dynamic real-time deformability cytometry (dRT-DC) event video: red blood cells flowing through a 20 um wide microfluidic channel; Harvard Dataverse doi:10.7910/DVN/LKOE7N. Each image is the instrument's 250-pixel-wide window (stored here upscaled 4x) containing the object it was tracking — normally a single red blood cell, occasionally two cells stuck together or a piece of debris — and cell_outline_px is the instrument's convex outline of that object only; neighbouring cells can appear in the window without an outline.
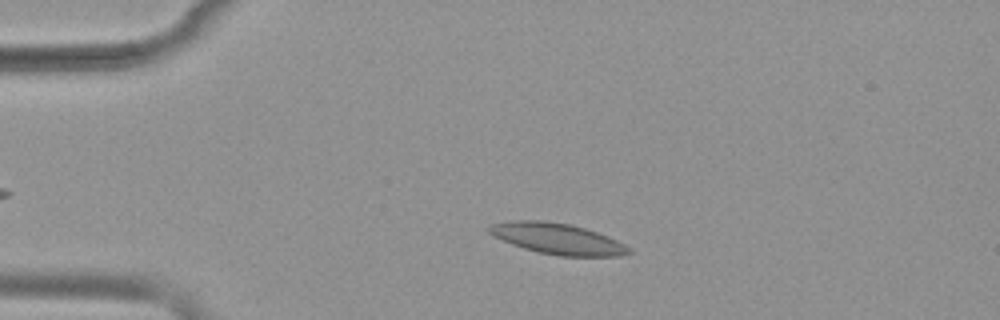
{"species": "common noctule bat (a hibernating species)", "species_latin": "Nyctalus noctula", "temperature_condition": "warm", "stored_images_in_passage": 22, "camera_frame_rate_fps": 3000, "um_per_image_px": 0.085, "animal": {"sex": "female", "body_mass_g": 19.9}, "frame": {"image": 1, "passage_image": 10, "time_ms": 3.0, "image_size_px": [1000, 320], "cell_outline_px": [[632, 252], [620, 256], [560, 256], [540, 252], [524, 248], [512, 244], [488, 232], [484, 228], [488, 224], [512, 220], [544, 220], [568, 224], [584, 228], [608, 236], [632, 248]], "centroid_in_image_um": [47.37, 20.28], "position_along_channel_um": 37.6, "area_um2": 25.14}}
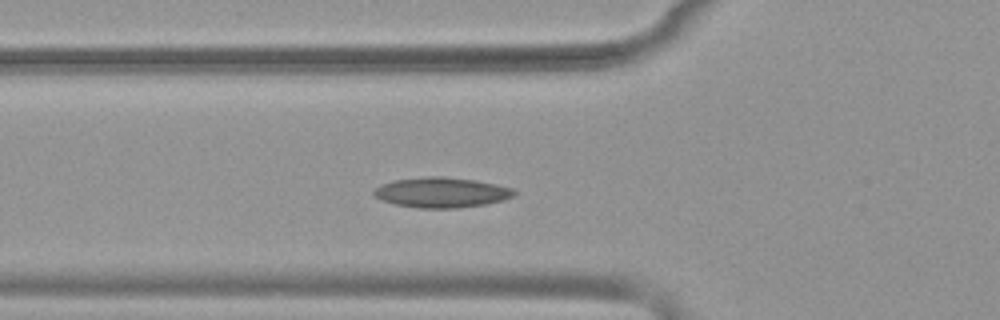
{"frame": {"image": 2, "passage_image": 17, "time_ms": 5.333, "image_size_px": [1000, 320], "cell_outline_px": [[516, 196], [504, 200], [484, 204], [456, 208], [420, 208], [396, 204], [380, 200], [372, 192], [380, 184], [392, 180], [424, 176], [444, 176], [476, 180], [496, 184], [512, 188], [516, 192]], "centroid_in_image_um": [37.53, 16.34], "position_along_channel_um": 88.3, "area_um2": 24.85}}
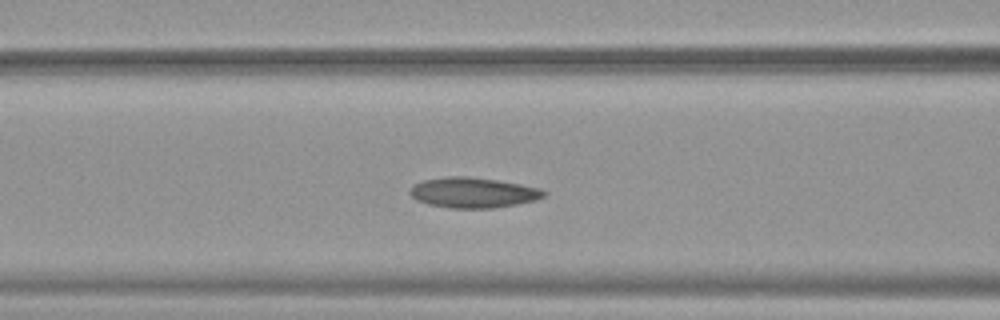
{"frame": {"image": 3, "passage_image": 20, "time_ms": 6.333, "image_size_px": [1000, 320], "cell_outline_px": [[548, 196], [536, 200], [516, 204], [492, 208], [448, 208], [428, 204], [416, 200], [408, 192], [412, 184], [424, 180], [448, 176], [468, 176], [496, 180], [520, 184], [540, 188], [548, 192]], "centroid_in_image_um": [40.22, 16.37], "position_along_channel_um": 126.4, "area_um2": 23.87}}